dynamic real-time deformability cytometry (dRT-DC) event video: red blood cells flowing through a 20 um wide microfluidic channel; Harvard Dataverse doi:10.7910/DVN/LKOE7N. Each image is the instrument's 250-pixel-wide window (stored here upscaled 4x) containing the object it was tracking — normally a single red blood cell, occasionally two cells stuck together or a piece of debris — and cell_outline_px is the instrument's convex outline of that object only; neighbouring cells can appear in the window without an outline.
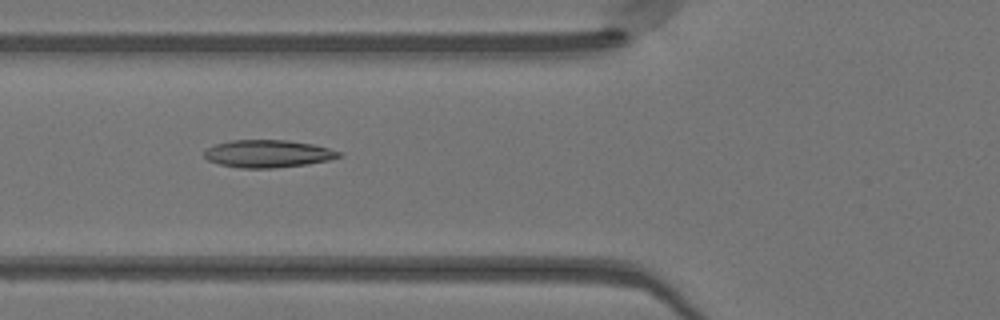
{"species": "Egyptian fruit bat (a non-hibernating species)", "species_latin": "Rousettus aegyptiacus", "temperature_condition": "warm", "stored_images_in_passage": 50, "camera_frame_rate_fps": 3000, "um_per_image_px": 0.085, "animal": {"sex": "female"}, "frame": {"image": 1, "passage_image": 19, "time_ms": 6.0, "image_size_px": [1000, 320], "cell_outline_px": [[340, 156], [328, 160], [304, 164], [272, 168], [240, 168], [220, 164], [208, 160], [204, 156], [204, 152], [208, 148], [216, 144], [232, 140], [288, 140], [312, 144], [328, 148], [340, 152]], "centroid_in_image_um": [22.74, 13.06], "position_along_channel_um": 103.1, "area_um2": 21.27}}
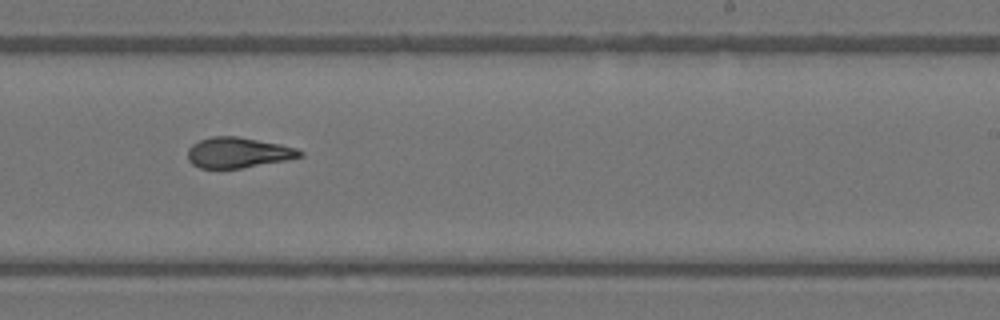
{"frame": {"image": 2, "passage_image": 31, "time_ms": 10.0, "image_size_px": [1000, 320], "cell_outline_px": [[304, 156], [284, 160], [240, 168], [200, 168], [192, 164], [188, 160], [188, 148], [192, 144], [200, 140], [212, 136], [236, 136], [280, 144], [296, 148], [304, 152]], "centroid_in_image_um": [20.22, 12.96], "position_along_channel_um": 268.8, "area_um2": 19.77}}
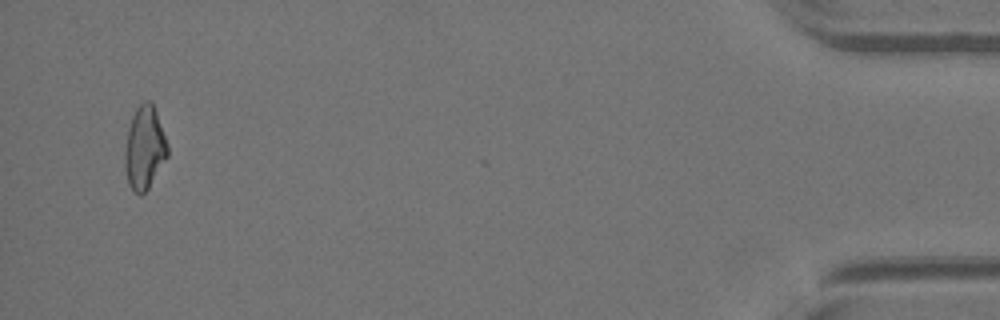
{"frame": {"image": 3, "passage_image": 48, "time_ms": 15.667, "image_size_px": [1000, 320], "cell_outline_px": [[168, 156], [148, 188], [140, 196], [132, 192], [128, 184], [124, 164], [124, 148], [128, 128], [132, 116], [136, 108], [144, 100], [152, 100], [168, 144]], "centroid_in_image_um": [12.27, 12.57], "position_along_channel_um": 422.9, "area_um2": 20.98}, "authors_computed_cell_mechanics": {"area_um2": 20.808, "velocity_mm_per_s": 4.1497, "shape_relaxation_time_tau1_ms": null, "shape_relaxation_time_tau2_ms": 2.2395, "deformation_change_tau1": null, "deformation_change_tau2": 0.0901}}